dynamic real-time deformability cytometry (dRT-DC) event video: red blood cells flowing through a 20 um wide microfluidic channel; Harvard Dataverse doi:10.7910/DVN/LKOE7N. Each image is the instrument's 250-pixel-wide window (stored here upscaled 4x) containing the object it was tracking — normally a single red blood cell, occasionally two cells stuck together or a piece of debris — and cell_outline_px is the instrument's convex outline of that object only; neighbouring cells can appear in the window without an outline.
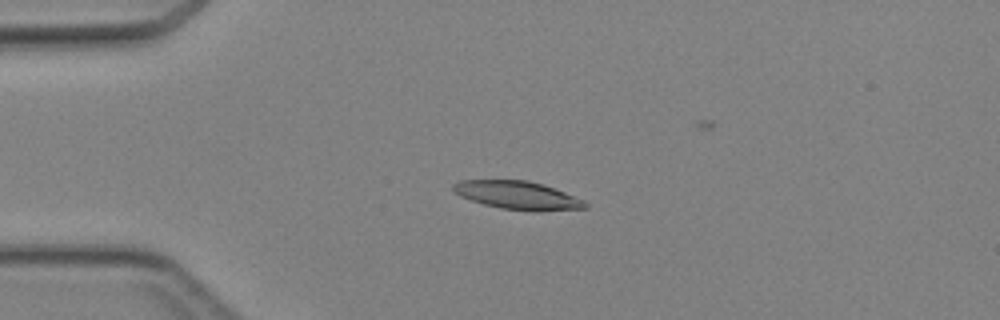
{"species": "Egyptian fruit bat (a non-hibernating species)", "species_latin": "Rousettus aegyptiacus", "temperature_condition": "cold", "stored_images_in_passage": 37, "camera_frame_rate_fps": 3000, "um_per_image_px": 0.085, "animal": {"sex": "female"}, "frame": {"image": 1, "passage_image": 7, "time_ms": 2.0, "image_size_px": [1000, 320], "cell_outline_px": [[588, 208], [540, 212], [536, 212], [500, 208], [484, 204], [460, 196], [452, 188], [452, 184], [460, 180], [528, 180], [544, 184], [584, 200], [588, 204]], "centroid_in_image_um": [44.04, 16.61], "position_along_channel_um": 41.0, "area_um2": 21.85}}
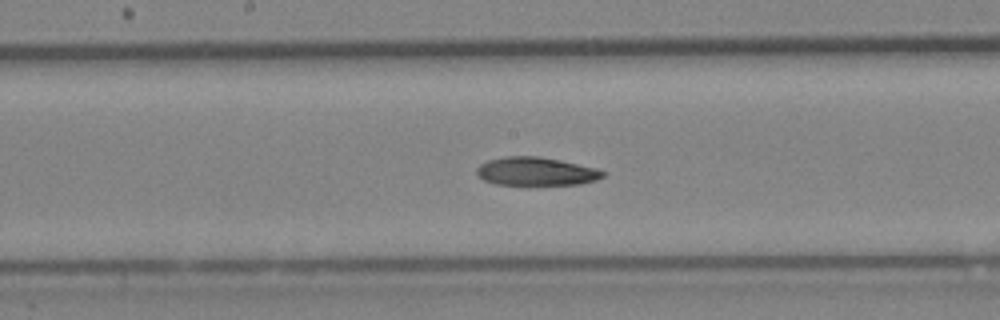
{"frame": {"image": 2, "passage_image": 20, "time_ms": 6.333, "image_size_px": [1000, 320], "cell_outline_px": [[604, 176], [596, 180], [580, 184], [496, 184], [484, 180], [476, 172], [476, 168], [480, 164], [488, 160], [504, 156], [540, 156], [560, 160], [596, 168], [604, 172]], "centroid_in_image_um": [45.55, 14.55], "position_along_channel_um": 202.7, "area_um2": 20.63}}
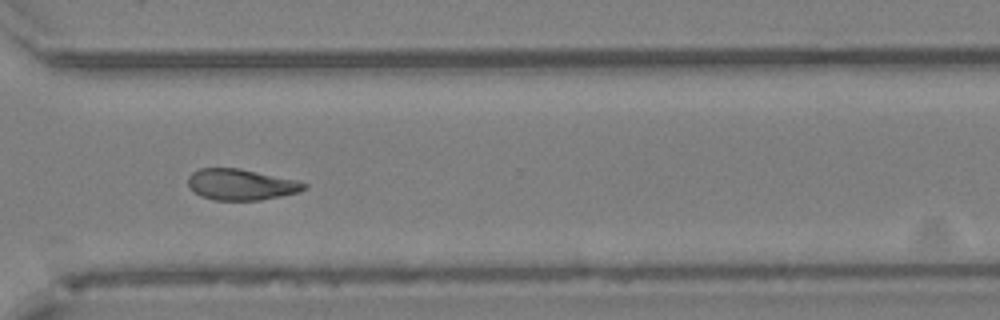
{"frame": {"image": 3, "passage_image": 30, "time_ms": 9.667, "image_size_px": [1000, 320], "cell_outline_px": [[308, 188], [300, 192], [260, 200], [212, 200], [200, 196], [188, 184], [188, 176], [192, 172], [200, 168], [240, 168], [296, 180], [308, 184]], "centroid_in_image_um": [20.5, 15.68], "position_along_channel_um": 350.1, "area_um2": 21.04}}